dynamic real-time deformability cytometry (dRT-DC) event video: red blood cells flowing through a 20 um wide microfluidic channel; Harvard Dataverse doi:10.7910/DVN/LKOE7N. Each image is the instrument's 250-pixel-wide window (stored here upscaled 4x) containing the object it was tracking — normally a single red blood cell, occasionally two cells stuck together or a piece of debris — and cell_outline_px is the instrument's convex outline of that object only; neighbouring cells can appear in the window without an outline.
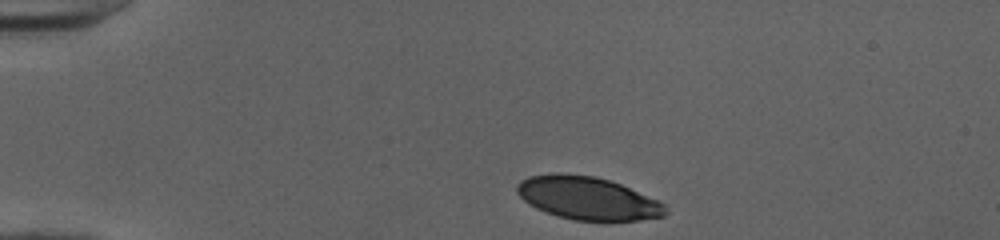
{"species": "human", "species_latin": "Homo sapiens", "temperature_condition": "cold", "stored_images_in_passage": 34, "camera_frame_rate_fps": 3000, "um_per_image_px": 0.085, "donor": {"sex": "female"}, "frame": {"image": 1, "passage_image": 1, "time_ms": 0.0, "image_size_px": [1000, 240], "cell_outline_px": [[668, 212], [664, 216], [640, 220], [576, 220], [556, 216], [536, 208], [528, 204], [516, 192], [516, 184], [520, 180], [528, 176], [596, 176], [620, 184], [656, 200], [664, 204], [668, 208]], "centroid_in_image_um": [49.96, 16.89], "position_along_channel_um": 35.0, "area_um2": 36.13}}
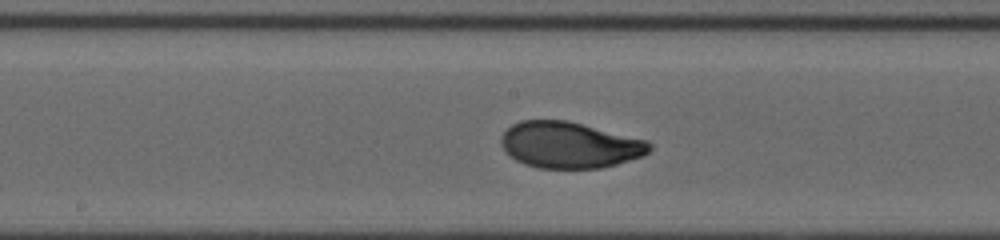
{"frame": {"image": 2, "passage_image": 18, "time_ms": 5.667, "image_size_px": [1000, 240], "cell_outline_px": [[652, 148], [644, 156], [616, 164], [600, 168], [540, 168], [524, 164], [516, 160], [500, 144], [500, 136], [512, 124], [520, 120], [568, 120], [648, 140], [652, 144]], "centroid_in_image_um": [48.43, 12.31], "position_along_channel_um": 199.8, "area_um2": 40.11}}
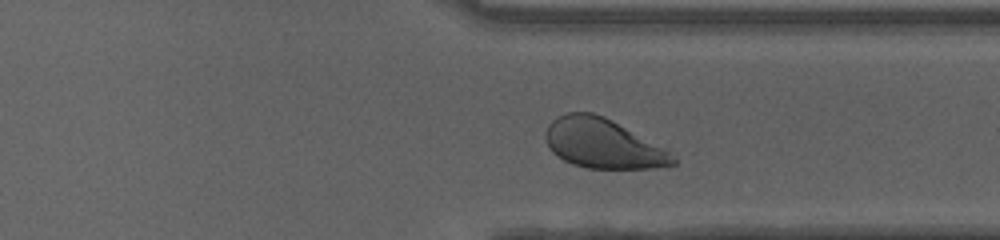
{"frame": {"image": 3, "passage_image": 30, "time_ms": 9.667, "image_size_px": [1000, 240], "cell_outline_px": [[676, 164], [652, 168], [584, 168], [572, 164], [556, 156], [552, 152], [544, 136], [548, 124], [556, 116], [568, 112], [592, 112], [604, 116], [612, 120], [664, 148], [676, 160]], "centroid_in_image_um": [51.19, 12.19], "position_along_channel_um": 360.2, "area_um2": 36.59}, "authors_computed_cell_mechanics": {"area_um2": 39.6219, "velocity_mm_per_s": 3.9946, "shape_relaxation_time_tau1_ms": 4.1655, "shape_relaxation_time_tau2_ms": null, "deformation_change_tau1": 0.1778, "deformation_change_tau2": null}}